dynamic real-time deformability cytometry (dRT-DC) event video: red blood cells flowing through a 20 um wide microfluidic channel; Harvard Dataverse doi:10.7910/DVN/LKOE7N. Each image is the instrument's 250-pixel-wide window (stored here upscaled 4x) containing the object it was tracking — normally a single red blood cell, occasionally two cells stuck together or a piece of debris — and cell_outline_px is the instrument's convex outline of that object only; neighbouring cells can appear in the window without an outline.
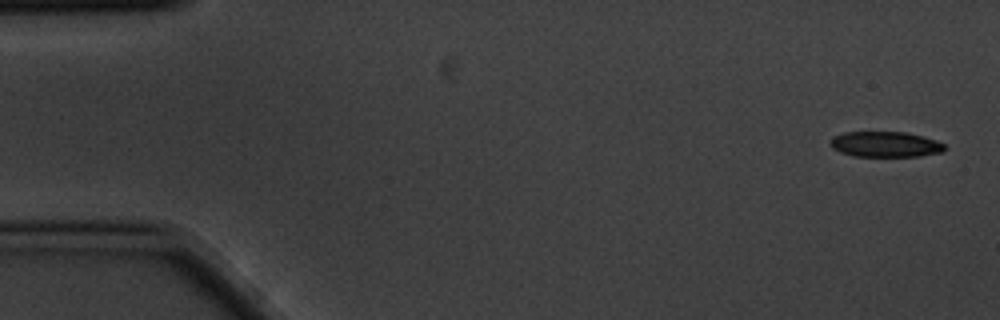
{"species": "common noctule bat (a hibernating species)", "species_latin": "Nyctalus noctula", "temperature_condition": "cold", "stored_images_in_passage": 6, "camera_frame_rate_fps": 3000, "um_per_image_px": 0.085, "animal": {"sex": "male", "body_mass_g": 20.1, "forearm_length_mm": 53.5}, "frame": {"image": 1, "passage_image": 1, "time_ms": 0.0, "image_size_px": [1000, 320], "cell_outline_px": [[944, 152], [920, 156], [852, 156], [840, 152], [832, 148], [828, 144], [832, 136], [844, 132], [904, 132], [924, 136], [936, 140], [944, 144]], "centroid_in_image_um": [75.22, 12.26], "position_along_channel_um": 9.8, "area_um2": 17.17}}
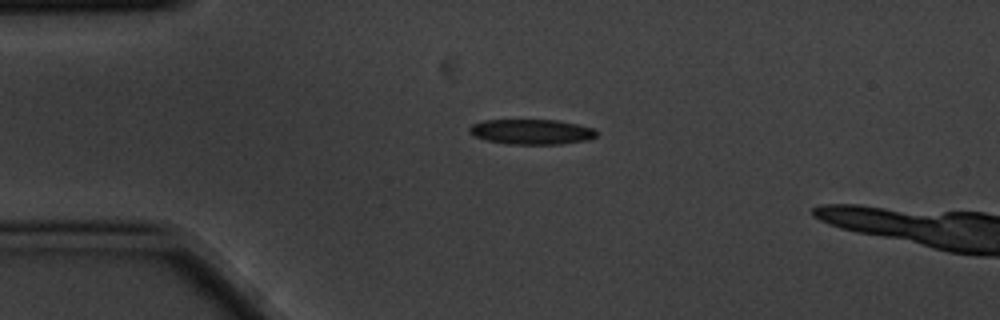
{"frame": {"image": 2, "passage_image": 4, "time_ms": 1.0, "image_size_px": [1000, 320], "cell_outline_px": [[600, 132], [596, 136], [588, 140], [560, 144], [508, 144], [488, 140], [472, 136], [468, 132], [468, 128], [472, 124], [484, 120], [556, 120], [580, 124], [596, 128]], "centroid_in_image_um": [45.22, 11.2], "position_along_channel_um": 39.8, "area_um2": 18.9}}